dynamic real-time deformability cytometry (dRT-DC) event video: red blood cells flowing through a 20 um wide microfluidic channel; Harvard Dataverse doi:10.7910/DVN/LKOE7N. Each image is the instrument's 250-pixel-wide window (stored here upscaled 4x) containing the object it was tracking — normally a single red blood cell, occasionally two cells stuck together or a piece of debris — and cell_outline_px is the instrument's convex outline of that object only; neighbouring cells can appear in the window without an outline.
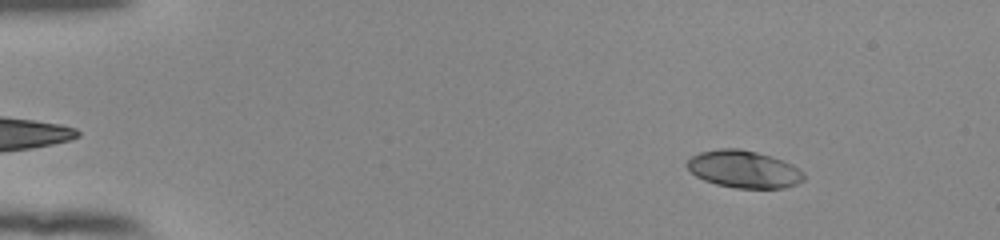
{"species": "human", "species_latin": "Homo sapiens", "temperature_condition": "room temperature", "stored_images_in_passage": 54, "camera_frame_rate_fps": 3000, "um_per_image_px": 0.085, "donor": {"sex": "female"}, "frame": {"image": 1, "passage_image": 7, "time_ms": 2.0, "image_size_px": [1000, 240], "cell_outline_px": [[804, 180], [796, 184], [784, 188], [736, 188], [716, 184], [704, 180], [696, 176], [688, 168], [688, 160], [692, 156], [700, 152], [720, 148], [740, 148], [756, 152], [784, 160], [792, 164], [804, 172]], "centroid_in_image_um": [63.25, 14.38], "position_along_channel_um": 21.7, "area_um2": 25.37}}
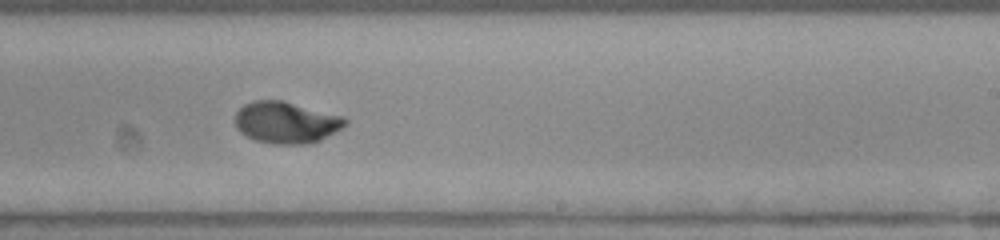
{"frame": {"image": 2, "passage_image": 34, "time_ms": 11.0, "image_size_px": [1000, 240], "cell_outline_px": [[348, 124], [344, 128], [312, 144], [272, 144], [256, 140], [240, 132], [236, 128], [236, 112], [244, 104], [252, 100], [284, 100], [344, 116], [348, 120]], "centroid_in_image_um": [24.37, 10.4], "position_along_channel_um": 264.6, "area_um2": 27.11}}
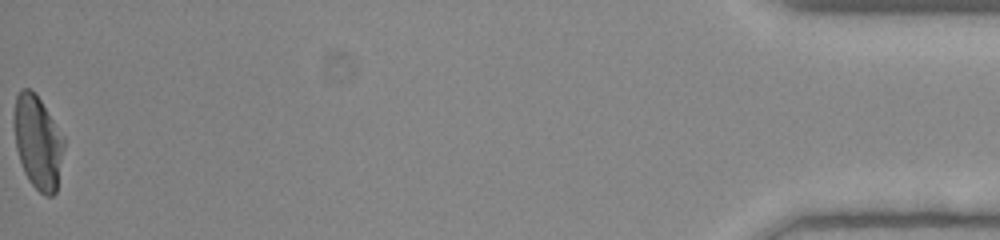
{"frame": {"image": 3, "passage_image": 54, "time_ms": 17.667, "image_size_px": [1000, 240], "cell_outline_px": [[64, 148], [56, 192], [52, 196], [44, 196], [28, 180], [24, 172], [16, 148], [12, 124], [12, 116], [16, 96], [20, 88], [28, 88], [40, 100], [64, 136]], "centroid_in_image_um": [3.19, 12.08], "position_along_channel_um": 432.0, "area_um2": 27.34}, "authors_computed_cell_mechanics": {"area_um2": 26.0678, "velocity_mm_per_s": 3.8831, "shape_relaxation_time_tau1_ms": 3.8184, "shape_relaxation_time_tau2_ms": null, "deformation_change_tau1": 0.2029, "deformation_change_tau2": null}}